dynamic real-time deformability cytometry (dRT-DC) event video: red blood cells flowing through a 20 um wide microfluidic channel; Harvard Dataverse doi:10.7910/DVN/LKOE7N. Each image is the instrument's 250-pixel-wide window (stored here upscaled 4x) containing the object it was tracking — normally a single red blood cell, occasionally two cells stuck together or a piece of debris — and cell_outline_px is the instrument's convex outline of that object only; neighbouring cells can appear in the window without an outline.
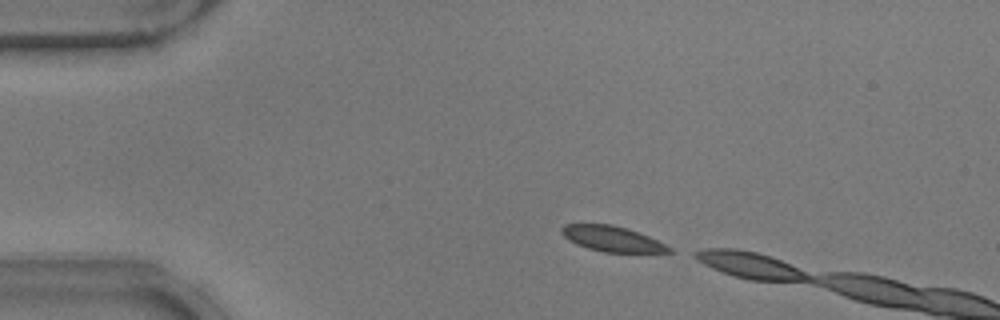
{"species": "common noctule bat (a hibernating species)", "species_latin": "Nyctalus noctula", "temperature_condition": "warm", "stored_images_in_passage": 4, "camera_frame_rate_fps": 3000, "um_per_image_px": 0.085, "animal": {"sex": "male", "body_mass_g": 17.9}, "frame": {"image": 1, "passage_image": 1, "time_ms": 0.0, "image_size_px": [1000, 320], "cell_outline_px": [[672, 252], [604, 252], [588, 248], [576, 244], [568, 240], [560, 232], [560, 228], [564, 224], [612, 224], [648, 236], [672, 248]], "centroid_in_image_um": [51.97, 20.29], "position_along_channel_um": 33.0, "area_um2": 15.66}}